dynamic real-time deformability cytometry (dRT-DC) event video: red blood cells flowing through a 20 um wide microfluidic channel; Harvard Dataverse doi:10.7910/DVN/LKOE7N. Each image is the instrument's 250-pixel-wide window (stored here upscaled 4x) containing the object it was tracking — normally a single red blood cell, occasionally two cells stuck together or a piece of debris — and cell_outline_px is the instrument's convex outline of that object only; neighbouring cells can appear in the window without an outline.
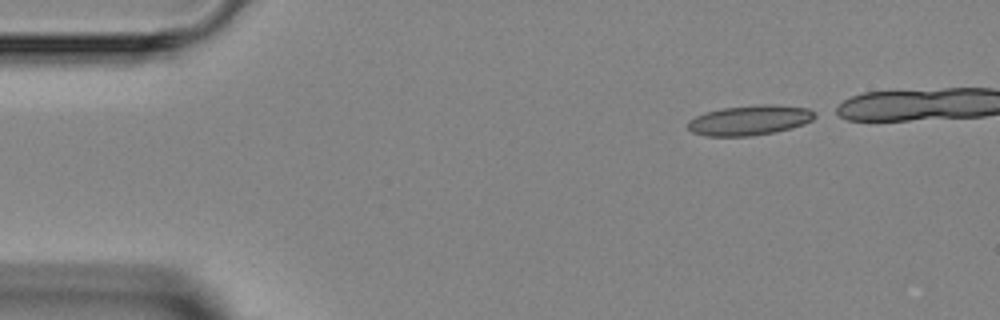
{"species": "Egyptian fruit bat (a non-hibernating species)", "species_latin": "Rousettus aegyptiacus", "temperature_condition": "room temperature", "stored_images_in_passage": 2, "camera_frame_rate_fps": 3000, "um_per_image_px": 0.085, "animal": {"sex": "female"}, "frame": {"image": 1, "passage_image": 2, "time_ms": 1.333, "image_size_px": [1000, 320], "cell_outline_px": [[816, 116], [812, 120], [804, 124], [792, 128], [776, 132], [752, 136], [708, 136], [692, 132], [688, 128], [688, 120], [704, 112], [724, 108], [764, 104], [768, 104], [808, 108], [816, 112]], "centroid_in_image_um": [63.74, 10.22], "position_along_channel_um": 21.3, "area_um2": 22.2}}